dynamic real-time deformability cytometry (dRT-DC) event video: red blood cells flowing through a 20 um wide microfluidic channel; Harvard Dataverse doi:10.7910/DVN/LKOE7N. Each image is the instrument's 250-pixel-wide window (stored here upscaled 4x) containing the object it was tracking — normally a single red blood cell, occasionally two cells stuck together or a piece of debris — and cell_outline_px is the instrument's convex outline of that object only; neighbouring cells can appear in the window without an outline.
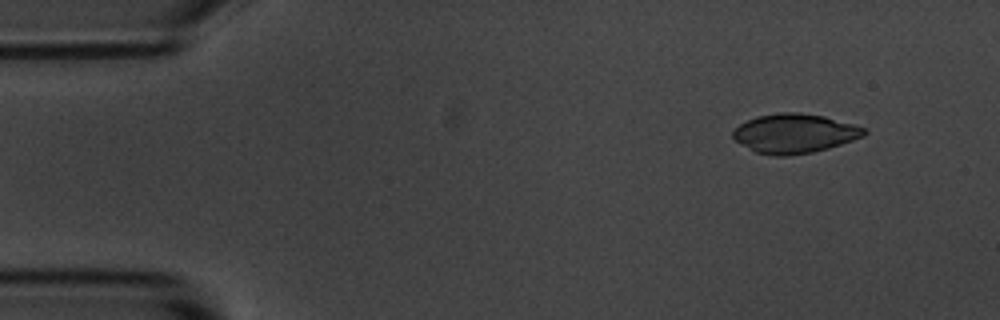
{"species": "common noctule bat (a hibernating species)", "species_latin": "Nyctalus noctula", "temperature_condition": "room temperature", "stored_images_in_passage": 5, "camera_frame_rate_fps": 3000, "um_per_image_px": 0.085, "animal": {"sex": "male", "body_mass_g": 20.1, "forearm_length_mm": 53.5}, "frame": {"image": 1, "passage_image": 2, "time_ms": 0.333, "image_size_px": [1000, 320], "cell_outline_px": [[868, 132], [864, 136], [828, 148], [812, 152], [788, 156], [772, 156], [756, 152], [736, 140], [732, 136], [732, 132], [740, 124], [756, 116], [776, 112], [800, 112], [824, 116], [852, 124], [864, 128]], "centroid_in_image_um": [67.53, 11.33], "position_along_channel_um": 17.5, "area_um2": 29.88}}